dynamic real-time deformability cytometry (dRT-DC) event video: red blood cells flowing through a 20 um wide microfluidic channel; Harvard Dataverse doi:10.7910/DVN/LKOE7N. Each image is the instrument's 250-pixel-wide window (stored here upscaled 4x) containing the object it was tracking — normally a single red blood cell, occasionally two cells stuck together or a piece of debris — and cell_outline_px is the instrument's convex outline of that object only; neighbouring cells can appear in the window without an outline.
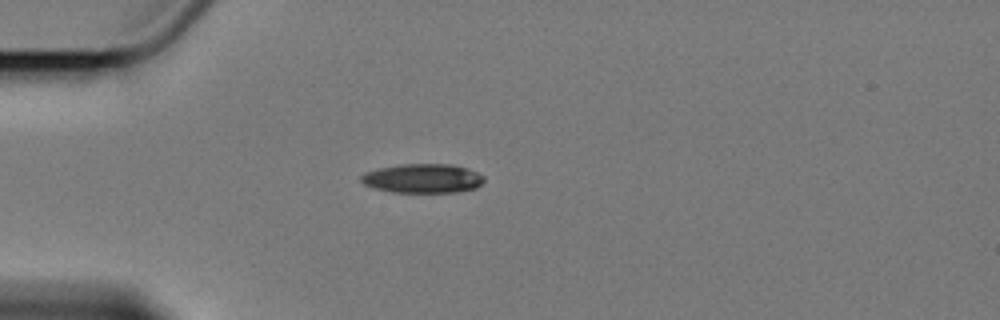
{"species": "Egyptian fruit bat (a non-hibernating species)", "species_latin": "Rousettus aegyptiacus", "temperature_condition": "cold", "stored_images_in_passage": 4, "camera_frame_rate_fps": 3000, "um_per_image_px": 0.085, "animal": {"sex": "female"}, "frame": {"image": 1, "passage_image": 4, "time_ms": 5.333, "image_size_px": [1000, 320], "cell_outline_px": [[484, 180], [476, 188], [456, 192], [392, 192], [376, 188], [364, 184], [360, 180], [360, 176], [364, 172], [380, 168], [400, 164], [448, 164], [468, 168], [484, 176]], "centroid_in_image_um": [35.93, 15.16], "position_along_channel_um": 49.1, "area_um2": 20.81}}